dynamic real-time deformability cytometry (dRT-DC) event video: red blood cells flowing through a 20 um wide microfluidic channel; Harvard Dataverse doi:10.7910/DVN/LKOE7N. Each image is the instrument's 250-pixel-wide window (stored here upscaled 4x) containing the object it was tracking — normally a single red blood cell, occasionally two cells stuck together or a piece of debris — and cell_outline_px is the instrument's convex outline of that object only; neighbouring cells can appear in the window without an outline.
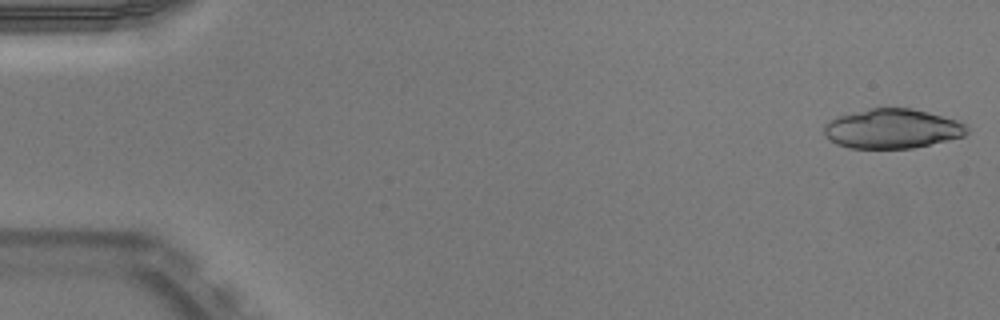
{"species": "Egyptian fruit bat (a non-hibernating species)", "species_latin": "Rousettus aegyptiacus", "temperature_condition": "warm", "stored_images_in_passage": 15, "camera_frame_rate_fps": 3000, "um_per_image_px": 0.085, "animal": {"sex": "male"}, "frame": {"image": 1, "passage_image": 1, "time_ms": 0.0, "image_size_px": [1000, 320], "cell_outline_px": [[968, 132], [964, 136], [948, 140], [912, 148], [852, 148], [836, 144], [824, 136], [824, 124], [836, 116], [868, 108], [912, 108], [928, 112], [956, 120], [968, 124]], "centroid_in_image_um": [75.82, 10.93], "position_along_channel_um": 9.2, "area_um2": 33.06}}